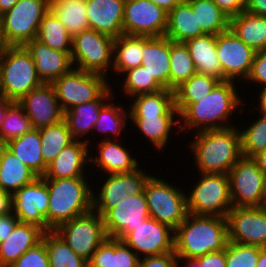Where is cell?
Instances as JSON below:
<instances>
[{
    "instance_id": "6da1fadb",
    "label": "cell",
    "mask_w": 266,
    "mask_h": 267,
    "mask_svg": "<svg viewBox=\"0 0 266 267\" xmlns=\"http://www.w3.org/2000/svg\"><path fill=\"white\" fill-rule=\"evenodd\" d=\"M174 233V252L179 260L224 250L228 242L227 217L188 213Z\"/></svg>"
},
{
    "instance_id": "7a4b0ae2",
    "label": "cell",
    "mask_w": 266,
    "mask_h": 267,
    "mask_svg": "<svg viewBox=\"0 0 266 267\" xmlns=\"http://www.w3.org/2000/svg\"><path fill=\"white\" fill-rule=\"evenodd\" d=\"M191 147L201 173L228 174L243 156L240 132L234 127L198 131Z\"/></svg>"
},
{
    "instance_id": "3957f363",
    "label": "cell",
    "mask_w": 266,
    "mask_h": 267,
    "mask_svg": "<svg viewBox=\"0 0 266 267\" xmlns=\"http://www.w3.org/2000/svg\"><path fill=\"white\" fill-rule=\"evenodd\" d=\"M49 191L47 230L93 210V196L85 177L43 179Z\"/></svg>"
},
{
    "instance_id": "277c9868",
    "label": "cell",
    "mask_w": 266,
    "mask_h": 267,
    "mask_svg": "<svg viewBox=\"0 0 266 267\" xmlns=\"http://www.w3.org/2000/svg\"><path fill=\"white\" fill-rule=\"evenodd\" d=\"M235 90L234 81L219 82L207 96L198 99V102L191 103L179 115L185 125L181 126V129L200 126L203 127H200L198 131L230 128L229 125L218 122L226 121L230 113L232 114V111L240 104L241 101Z\"/></svg>"
},
{
    "instance_id": "5b68a950",
    "label": "cell",
    "mask_w": 266,
    "mask_h": 267,
    "mask_svg": "<svg viewBox=\"0 0 266 267\" xmlns=\"http://www.w3.org/2000/svg\"><path fill=\"white\" fill-rule=\"evenodd\" d=\"M42 84L26 47L5 46L0 56V94L17 102Z\"/></svg>"
},
{
    "instance_id": "8992f818",
    "label": "cell",
    "mask_w": 266,
    "mask_h": 267,
    "mask_svg": "<svg viewBox=\"0 0 266 267\" xmlns=\"http://www.w3.org/2000/svg\"><path fill=\"white\" fill-rule=\"evenodd\" d=\"M49 0H19L1 15L0 32L5 46H25L36 39Z\"/></svg>"
},
{
    "instance_id": "52a82bcc",
    "label": "cell",
    "mask_w": 266,
    "mask_h": 267,
    "mask_svg": "<svg viewBox=\"0 0 266 267\" xmlns=\"http://www.w3.org/2000/svg\"><path fill=\"white\" fill-rule=\"evenodd\" d=\"M104 75L72 68L52 85L64 112L76 105L110 98V88Z\"/></svg>"
},
{
    "instance_id": "ba28073f",
    "label": "cell",
    "mask_w": 266,
    "mask_h": 267,
    "mask_svg": "<svg viewBox=\"0 0 266 267\" xmlns=\"http://www.w3.org/2000/svg\"><path fill=\"white\" fill-rule=\"evenodd\" d=\"M187 198L188 213L227 217L233 208L228 174L202 173Z\"/></svg>"
},
{
    "instance_id": "9c48e42d",
    "label": "cell",
    "mask_w": 266,
    "mask_h": 267,
    "mask_svg": "<svg viewBox=\"0 0 266 267\" xmlns=\"http://www.w3.org/2000/svg\"><path fill=\"white\" fill-rule=\"evenodd\" d=\"M150 217L176 229L188 215L187 198L162 179L150 176L144 186Z\"/></svg>"
},
{
    "instance_id": "30bf717a",
    "label": "cell",
    "mask_w": 266,
    "mask_h": 267,
    "mask_svg": "<svg viewBox=\"0 0 266 267\" xmlns=\"http://www.w3.org/2000/svg\"><path fill=\"white\" fill-rule=\"evenodd\" d=\"M228 176L234 207L266 206V176L253 157L242 156Z\"/></svg>"
},
{
    "instance_id": "8fae6325",
    "label": "cell",
    "mask_w": 266,
    "mask_h": 267,
    "mask_svg": "<svg viewBox=\"0 0 266 267\" xmlns=\"http://www.w3.org/2000/svg\"><path fill=\"white\" fill-rule=\"evenodd\" d=\"M114 38L87 29L72 37L71 61L76 69L106 76L110 62H113Z\"/></svg>"
},
{
    "instance_id": "7c38bea8",
    "label": "cell",
    "mask_w": 266,
    "mask_h": 267,
    "mask_svg": "<svg viewBox=\"0 0 266 267\" xmlns=\"http://www.w3.org/2000/svg\"><path fill=\"white\" fill-rule=\"evenodd\" d=\"M94 210L60 224L55 230L78 255L89 261L107 239L103 216Z\"/></svg>"
},
{
    "instance_id": "4fadbf2b",
    "label": "cell",
    "mask_w": 266,
    "mask_h": 267,
    "mask_svg": "<svg viewBox=\"0 0 266 267\" xmlns=\"http://www.w3.org/2000/svg\"><path fill=\"white\" fill-rule=\"evenodd\" d=\"M168 26V12L150 0H126L123 16L125 35L162 37Z\"/></svg>"
},
{
    "instance_id": "5bb4252c",
    "label": "cell",
    "mask_w": 266,
    "mask_h": 267,
    "mask_svg": "<svg viewBox=\"0 0 266 267\" xmlns=\"http://www.w3.org/2000/svg\"><path fill=\"white\" fill-rule=\"evenodd\" d=\"M227 222L228 241L266 248V206H233Z\"/></svg>"
},
{
    "instance_id": "9a60e30c",
    "label": "cell",
    "mask_w": 266,
    "mask_h": 267,
    "mask_svg": "<svg viewBox=\"0 0 266 267\" xmlns=\"http://www.w3.org/2000/svg\"><path fill=\"white\" fill-rule=\"evenodd\" d=\"M49 191L46 182L38 177L12 195V211L19 222L36 225L47 230Z\"/></svg>"
},
{
    "instance_id": "2e32d148",
    "label": "cell",
    "mask_w": 266,
    "mask_h": 267,
    "mask_svg": "<svg viewBox=\"0 0 266 267\" xmlns=\"http://www.w3.org/2000/svg\"><path fill=\"white\" fill-rule=\"evenodd\" d=\"M216 51L227 81H234L240 75L248 77L256 52L230 28L216 35Z\"/></svg>"
},
{
    "instance_id": "e0dca14e",
    "label": "cell",
    "mask_w": 266,
    "mask_h": 267,
    "mask_svg": "<svg viewBox=\"0 0 266 267\" xmlns=\"http://www.w3.org/2000/svg\"><path fill=\"white\" fill-rule=\"evenodd\" d=\"M149 217L144 191L136 196L129 195L103 216L106 235L108 238L122 240Z\"/></svg>"
},
{
    "instance_id": "ac0fdd59",
    "label": "cell",
    "mask_w": 266,
    "mask_h": 267,
    "mask_svg": "<svg viewBox=\"0 0 266 267\" xmlns=\"http://www.w3.org/2000/svg\"><path fill=\"white\" fill-rule=\"evenodd\" d=\"M174 229L149 217L129 232L122 241L144 256L161 255L174 251ZM171 236V237H170Z\"/></svg>"
},
{
    "instance_id": "d6986e66",
    "label": "cell",
    "mask_w": 266,
    "mask_h": 267,
    "mask_svg": "<svg viewBox=\"0 0 266 267\" xmlns=\"http://www.w3.org/2000/svg\"><path fill=\"white\" fill-rule=\"evenodd\" d=\"M17 103L25 110L34 129H41L64 120V111L52 84L43 83L23 95Z\"/></svg>"
},
{
    "instance_id": "ffe728a7",
    "label": "cell",
    "mask_w": 266,
    "mask_h": 267,
    "mask_svg": "<svg viewBox=\"0 0 266 267\" xmlns=\"http://www.w3.org/2000/svg\"><path fill=\"white\" fill-rule=\"evenodd\" d=\"M149 177L139 169L127 173L109 174L97 199L93 196V209L104 216L129 195L141 194Z\"/></svg>"
},
{
    "instance_id": "44dd1931",
    "label": "cell",
    "mask_w": 266,
    "mask_h": 267,
    "mask_svg": "<svg viewBox=\"0 0 266 267\" xmlns=\"http://www.w3.org/2000/svg\"><path fill=\"white\" fill-rule=\"evenodd\" d=\"M126 0H86L89 29L114 39L123 35V16Z\"/></svg>"
},
{
    "instance_id": "7402d4cb",
    "label": "cell",
    "mask_w": 266,
    "mask_h": 267,
    "mask_svg": "<svg viewBox=\"0 0 266 267\" xmlns=\"http://www.w3.org/2000/svg\"><path fill=\"white\" fill-rule=\"evenodd\" d=\"M31 53L40 80L52 84L72 68L71 56L67 52L54 50L51 47L33 39L25 45Z\"/></svg>"
},
{
    "instance_id": "603a6c76",
    "label": "cell",
    "mask_w": 266,
    "mask_h": 267,
    "mask_svg": "<svg viewBox=\"0 0 266 267\" xmlns=\"http://www.w3.org/2000/svg\"><path fill=\"white\" fill-rule=\"evenodd\" d=\"M141 66L164 88L170 90V39L141 36Z\"/></svg>"
},
{
    "instance_id": "cb8c5ba5",
    "label": "cell",
    "mask_w": 266,
    "mask_h": 267,
    "mask_svg": "<svg viewBox=\"0 0 266 267\" xmlns=\"http://www.w3.org/2000/svg\"><path fill=\"white\" fill-rule=\"evenodd\" d=\"M87 142L75 140L64 148L47 166L42 179H62L83 177V166L88 163L89 157ZM88 159V160H87Z\"/></svg>"
},
{
    "instance_id": "d4e9b609",
    "label": "cell",
    "mask_w": 266,
    "mask_h": 267,
    "mask_svg": "<svg viewBox=\"0 0 266 267\" xmlns=\"http://www.w3.org/2000/svg\"><path fill=\"white\" fill-rule=\"evenodd\" d=\"M44 230L36 225L18 222L12 233L0 243V263L9 267L28 249L42 241Z\"/></svg>"
},
{
    "instance_id": "484cf974",
    "label": "cell",
    "mask_w": 266,
    "mask_h": 267,
    "mask_svg": "<svg viewBox=\"0 0 266 267\" xmlns=\"http://www.w3.org/2000/svg\"><path fill=\"white\" fill-rule=\"evenodd\" d=\"M196 69V73L205 74L218 79L220 82L227 81L222 72L221 63L217 57L216 36L205 34L185 42Z\"/></svg>"
},
{
    "instance_id": "4316f807",
    "label": "cell",
    "mask_w": 266,
    "mask_h": 267,
    "mask_svg": "<svg viewBox=\"0 0 266 267\" xmlns=\"http://www.w3.org/2000/svg\"><path fill=\"white\" fill-rule=\"evenodd\" d=\"M130 249L122 240L107 237L98 246L88 265L90 267H138L140 258Z\"/></svg>"
},
{
    "instance_id": "83f0119b",
    "label": "cell",
    "mask_w": 266,
    "mask_h": 267,
    "mask_svg": "<svg viewBox=\"0 0 266 267\" xmlns=\"http://www.w3.org/2000/svg\"><path fill=\"white\" fill-rule=\"evenodd\" d=\"M202 35L205 33L198 26L196 14L185 0L168 13V26L164 36L171 41L185 43Z\"/></svg>"
},
{
    "instance_id": "f1b7e54d",
    "label": "cell",
    "mask_w": 266,
    "mask_h": 267,
    "mask_svg": "<svg viewBox=\"0 0 266 267\" xmlns=\"http://www.w3.org/2000/svg\"><path fill=\"white\" fill-rule=\"evenodd\" d=\"M7 149L33 170L38 177L45 174L48 165L41 154L39 129L33 128L21 137L10 140L7 142Z\"/></svg>"
},
{
    "instance_id": "f546056e",
    "label": "cell",
    "mask_w": 266,
    "mask_h": 267,
    "mask_svg": "<svg viewBox=\"0 0 266 267\" xmlns=\"http://www.w3.org/2000/svg\"><path fill=\"white\" fill-rule=\"evenodd\" d=\"M229 28L255 52L266 49V17L243 11L230 18Z\"/></svg>"
},
{
    "instance_id": "4dcf8cb0",
    "label": "cell",
    "mask_w": 266,
    "mask_h": 267,
    "mask_svg": "<svg viewBox=\"0 0 266 267\" xmlns=\"http://www.w3.org/2000/svg\"><path fill=\"white\" fill-rule=\"evenodd\" d=\"M38 176L26 164L6 149L0 162V190L13 195L21 187L35 181ZM14 190V191H13Z\"/></svg>"
},
{
    "instance_id": "1f68e13d",
    "label": "cell",
    "mask_w": 266,
    "mask_h": 267,
    "mask_svg": "<svg viewBox=\"0 0 266 267\" xmlns=\"http://www.w3.org/2000/svg\"><path fill=\"white\" fill-rule=\"evenodd\" d=\"M49 10L72 37L89 29L86 0H49Z\"/></svg>"
},
{
    "instance_id": "d6a6232c",
    "label": "cell",
    "mask_w": 266,
    "mask_h": 267,
    "mask_svg": "<svg viewBox=\"0 0 266 267\" xmlns=\"http://www.w3.org/2000/svg\"><path fill=\"white\" fill-rule=\"evenodd\" d=\"M99 156L95 159L90 157V162L97 163L102 170L109 174L127 173L136 170L137 161L132 159L129 152L120 144L113 141L103 140L99 145Z\"/></svg>"
},
{
    "instance_id": "836d02e7",
    "label": "cell",
    "mask_w": 266,
    "mask_h": 267,
    "mask_svg": "<svg viewBox=\"0 0 266 267\" xmlns=\"http://www.w3.org/2000/svg\"><path fill=\"white\" fill-rule=\"evenodd\" d=\"M220 81L214 77L195 73L174 89L175 107L179 115L191 104L207 96Z\"/></svg>"
},
{
    "instance_id": "e575fe53",
    "label": "cell",
    "mask_w": 266,
    "mask_h": 267,
    "mask_svg": "<svg viewBox=\"0 0 266 267\" xmlns=\"http://www.w3.org/2000/svg\"><path fill=\"white\" fill-rule=\"evenodd\" d=\"M175 114H129L135 126L151 141L156 148L161 149L166 145Z\"/></svg>"
},
{
    "instance_id": "d590c367",
    "label": "cell",
    "mask_w": 266,
    "mask_h": 267,
    "mask_svg": "<svg viewBox=\"0 0 266 267\" xmlns=\"http://www.w3.org/2000/svg\"><path fill=\"white\" fill-rule=\"evenodd\" d=\"M46 245L50 267H87L88 261L78 256L55 229L42 234Z\"/></svg>"
},
{
    "instance_id": "8d00e7d4",
    "label": "cell",
    "mask_w": 266,
    "mask_h": 267,
    "mask_svg": "<svg viewBox=\"0 0 266 267\" xmlns=\"http://www.w3.org/2000/svg\"><path fill=\"white\" fill-rule=\"evenodd\" d=\"M196 14L198 26L205 34L218 35L229 29L230 18L213 0H185Z\"/></svg>"
},
{
    "instance_id": "74e56055",
    "label": "cell",
    "mask_w": 266,
    "mask_h": 267,
    "mask_svg": "<svg viewBox=\"0 0 266 267\" xmlns=\"http://www.w3.org/2000/svg\"><path fill=\"white\" fill-rule=\"evenodd\" d=\"M103 101L104 100H94L83 103L64 112V120L66 121L68 129L74 140L77 139L78 136L81 138L91 129L94 130L100 110L106 104L102 103Z\"/></svg>"
},
{
    "instance_id": "f35d334b",
    "label": "cell",
    "mask_w": 266,
    "mask_h": 267,
    "mask_svg": "<svg viewBox=\"0 0 266 267\" xmlns=\"http://www.w3.org/2000/svg\"><path fill=\"white\" fill-rule=\"evenodd\" d=\"M36 39L54 50L67 52L71 56L72 36L50 10L41 20Z\"/></svg>"
},
{
    "instance_id": "ab89813d",
    "label": "cell",
    "mask_w": 266,
    "mask_h": 267,
    "mask_svg": "<svg viewBox=\"0 0 266 267\" xmlns=\"http://www.w3.org/2000/svg\"><path fill=\"white\" fill-rule=\"evenodd\" d=\"M116 52V53H115ZM113 59L114 70L120 73L141 66L143 54L141 53V36L120 35L114 40Z\"/></svg>"
},
{
    "instance_id": "60d3db41",
    "label": "cell",
    "mask_w": 266,
    "mask_h": 267,
    "mask_svg": "<svg viewBox=\"0 0 266 267\" xmlns=\"http://www.w3.org/2000/svg\"><path fill=\"white\" fill-rule=\"evenodd\" d=\"M41 137V154L48 165L56 156L75 140L71 136L65 120L39 129Z\"/></svg>"
},
{
    "instance_id": "b9f144b4",
    "label": "cell",
    "mask_w": 266,
    "mask_h": 267,
    "mask_svg": "<svg viewBox=\"0 0 266 267\" xmlns=\"http://www.w3.org/2000/svg\"><path fill=\"white\" fill-rule=\"evenodd\" d=\"M129 114H178L175 107L174 90L163 89L156 93L136 96Z\"/></svg>"
},
{
    "instance_id": "7bdbcfd3",
    "label": "cell",
    "mask_w": 266,
    "mask_h": 267,
    "mask_svg": "<svg viewBox=\"0 0 266 267\" xmlns=\"http://www.w3.org/2000/svg\"><path fill=\"white\" fill-rule=\"evenodd\" d=\"M196 73L193 59L185 43L170 40V90Z\"/></svg>"
},
{
    "instance_id": "ee69618b",
    "label": "cell",
    "mask_w": 266,
    "mask_h": 267,
    "mask_svg": "<svg viewBox=\"0 0 266 267\" xmlns=\"http://www.w3.org/2000/svg\"><path fill=\"white\" fill-rule=\"evenodd\" d=\"M32 128L25 110L15 101L7 110L0 126V136L6 142L21 137Z\"/></svg>"
},
{
    "instance_id": "f6af8a7d",
    "label": "cell",
    "mask_w": 266,
    "mask_h": 267,
    "mask_svg": "<svg viewBox=\"0 0 266 267\" xmlns=\"http://www.w3.org/2000/svg\"><path fill=\"white\" fill-rule=\"evenodd\" d=\"M125 73L127 74L124 80V89L127 92L126 94L132 95V97L156 93L164 89L143 66L129 69L124 71Z\"/></svg>"
},
{
    "instance_id": "bcb514c9",
    "label": "cell",
    "mask_w": 266,
    "mask_h": 267,
    "mask_svg": "<svg viewBox=\"0 0 266 267\" xmlns=\"http://www.w3.org/2000/svg\"><path fill=\"white\" fill-rule=\"evenodd\" d=\"M242 155L253 157L266 149V116L255 121L250 127L240 132Z\"/></svg>"
},
{
    "instance_id": "7dc6e473",
    "label": "cell",
    "mask_w": 266,
    "mask_h": 267,
    "mask_svg": "<svg viewBox=\"0 0 266 267\" xmlns=\"http://www.w3.org/2000/svg\"><path fill=\"white\" fill-rule=\"evenodd\" d=\"M262 247L228 241L226 267H256Z\"/></svg>"
},
{
    "instance_id": "c3c4849f",
    "label": "cell",
    "mask_w": 266,
    "mask_h": 267,
    "mask_svg": "<svg viewBox=\"0 0 266 267\" xmlns=\"http://www.w3.org/2000/svg\"><path fill=\"white\" fill-rule=\"evenodd\" d=\"M121 106H114L112 103L109 105L106 103L100 110L98 120L95 123L94 130L97 129L104 133L112 132L114 135L121 133V129L126 127L125 119V110ZM123 114H122V113ZM122 114V116H121Z\"/></svg>"
},
{
    "instance_id": "681fc988",
    "label": "cell",
    "mask_w": 266,
    "mask_h": 267,
    "mask_svg": "<svg viewBox=\"0 0 266 267\" xmlns=\"http://www.w3.org/2000/svg\"><path fill=\"white\" fill-rule=\"evenodd\" d=\"M9 267H50L47 248L43 240L28 249Z\"/></svg>"
},
{
    "instance_id": "f907efd6",
    "label": "cell",
    "mask_w": 266,
    "mask_h": 267,
    "mask_svg": "<svg viewBox=\"0 0 266 267\" xmlns=\"http://www.w3.org/2000/svg\"><path fill=\"white\" fill-rule=\"evenodd\" d=\"M247 79L265 85L266 89V49L255 53Z\"/></svg>"
},
{
    "instance_id": "816d5d0a",
    "label": "cell",
    "mask_w": 266,
    "mask_h": 267,
    "mask_svg": "<svg viewBox=\"0 0 266 267\" xmlns=\"http://www.w3.org/2000/svg\"><path fill=\"white\" fill-rule=\"evenodd\" d=\"M177 255L175 252H168L161 255L147 256L139 259L138 267H177Z\"/></svg>"
},
{
    "instance_id": "f5cc1de1",
    "label": "cell",
    "mask_w": 266,
    "mask_h": 267,
    "mask_svg": "<svg viewBox=\"0 0 266 267\" xmlns=\"http://www.w3.org/2000/svg\"><path fill=\"white\" fill-rule=\"evenodd\" d=\"M203 267H226V247L196 258Z\"/></svg>"
},
{
    "instance_id": "db71d44e",
    "label": "cell",
    "mask_w": 266,
    "mask_h": 267,
    "mask_svg": "<svg viewBox=\"0 0 266 267\" xmlns=\"http://www.w3.org/2000/svg\"><path fill=\"white\" fill-rule=\"evenodd\" d=\"M214 3L229 17L239 15L245 11L246 0H213Z\"/></svg>"
},
{
    "instance_id": "11a10c76",
    "label": "cell",
    "mask_w": 266,
    "mask_h": 267,
    "mask_svg": "<svg viewBox=\"0 0 266 267\" xmlns=\"http://www.w3.org/2000/svg\"><path fill=\"white\" fill-rule=\"evenodd\" d=\"M18 222V218L12 211L0 215V243L4 242L9 234L13 232Z\"/></svg>"
},
{
    "instance_id": "9f6ffc18",
    "label": "cell",
    "mask_w": 266,
    "mask_h": 267,
    "mask_svg": "<svg viewBox=\"0 0 266 267\" xmlns=\"http://www.w3.org/2000/svg\"><path fill=\"white\" fill-rule=\"evenodd\" d=\"M245 11L266 17V0H246Z\"/></svg>"
},
{
    "instance_id": "6f0895ef",
    "label": "cell",
    "mask_w": 266,
    "mask_h": 267,
    "mask_svg": "<svg viewBox=\"0 0 266 267\" xmlns=\"http://www.w3.org/2000/svg\"><path fill=\"white\" fill-rule=\"evenodd\" d=\"M12 211V195L0 190V215Z\"/></svg>"
},
{
    "instance_id": "680465c9",
    "label": "cell",
    "mask_w": 266,
    "mask_h": 267,
    "mask_svg": "<svg viewBox=\"0 0 266 267\" xmlns=\"http://www.w3.org/2000/svg\"><path fill=\"white\" fill-rule=\"evenodd\" d=\"M157 6L163 8L166 12H170L176 5L181 3L183 0H150Z\"/></svg>"
},
{
    "instance_id": "91938a15",
    "label": "cell",
    "mask_w": 266,
    "mask_h": 267,
    "mask_svg": "<svg viewBox=\"0 0 266 267\" xmlns=\"http://www.w3.org/2000/svg\"><path fill=\"white\" fill-rule=\"evenodd\" d=\"M15 101H13L10 98H7L3 95L0 94V126L3 122V119L5 117V114L8 110V108L14 103Z\"/></svg>"
},
{
    "instance_id": "94428289",
    "label": "cell",
    "mask_w": 266,
    "mask_h": 267,
    "mask_svg": "<svg viewBox=\"0 0 266 267\" xmlns=\"http://www.w3.org/2000/svg\"><path fill=\"white\" fill-rule=\"evenodd\" d=\"M253 158L256 160L258 167L263 171L264 175L266 176V149L259 151L253 156Z\"/></svg>"
},
{
    "instance_id": "6125c7cd",
    "label": "cell",
    "mask_w": 266,
    "mask_h": 267,
    "mask_svg": "<svg viewBox=\"0 0 266 267\" xmlns=\"http://www.w3.org/2000/svg\"><path fill=\"white\" fill-rule=\"evenodd\" d=\"M19 0H0V16L9 11Z\"/></svg>"
},
{
    "instance_id": "be15d7a7",
    "label": "cell",
    "mask_w": 266,
    "mask_h": 267,
    "mask_svg": "<svg viewBox=\"0 0 266 267\" xmlns=\"http://www.w3.org/2000/svg\"><path fill=\"white\" fill-rule=\"evenodd\" d=\"M256 267H266V248L260 251Z\"/></svg>"
},
{
    "instance_id": "e7e4bbea",
    "label": "cell",
    "mask_w": 266,
    "mask_h": 267,
    "mask_svg": "<svg viewBox=\"0 0 266 267\" xmlns=\"http://www.w3.org/2000/svg\"><path fill=\"white\" fill-rule=\"evenodd\" d=\"M260 95V106H261V110L260 112L263 113V115L266 116V89L264 88L261 92Z\"/></svg>"
},
{
    "instance_id": "03108f58",
    "label": "cell",
    "mask_w": 266,
    "mask_h": 267,
    "mask_svg": "<svg viewBox=\"0 0 266 267\" xmlns=\"http://www.w3.org/2000/svg\"><path fill=\"white\" fill-rule=\"evenodd\" d=\"M187 259V264L186 267H203L200 265L199 261L196 258H184Z\"/></svg>"
},
{
    "instance_id": "003e7915",
    "label": "cell",
    "mask_w": 266,
    "mask_h": 267,
    "mask_svg": "<svg viewBox=\"0 0 266 267\" xmlns=\"http://www.w3.org/2000/svg\"><path fill=\"white\" fill-rule=\"evenodd\" d=\"M7 149V142L4 141L2 139V137L0 136V162L2 160V157H3V153L4 151Z\"/></svg>"
},
{
    "instance_id": "a7ac6f4b",
    "label": "cell",
    "mask_w": 266,
    "mask_h": 267,
    "mask_svg": "<svg viewBox=\"0 0 266 267\" xmlns=\"http://www.w3.org/2000/svg\"><path fill=\"white\" fill-rule=\"evenodd\" d=\"M4 48H5V44L2 40V36H1V32H0V56L2 55Z\"/></svg>"
},
{
    "instance_id": "89a4df30",
    "label": "cell",
    "mask_w": 266,
    "mask_h": 267,
    "mask_svg": "<svg viewBox=\"0 0 266 267\" xmlns=\"http://www.w3.org/2000/svg\"><path fill=\"white\" fill-rule=\"evenodd\" d=\"M0 267H6L5 265H3L2 263H0Z\"/></svg>"
}]
</instances>
